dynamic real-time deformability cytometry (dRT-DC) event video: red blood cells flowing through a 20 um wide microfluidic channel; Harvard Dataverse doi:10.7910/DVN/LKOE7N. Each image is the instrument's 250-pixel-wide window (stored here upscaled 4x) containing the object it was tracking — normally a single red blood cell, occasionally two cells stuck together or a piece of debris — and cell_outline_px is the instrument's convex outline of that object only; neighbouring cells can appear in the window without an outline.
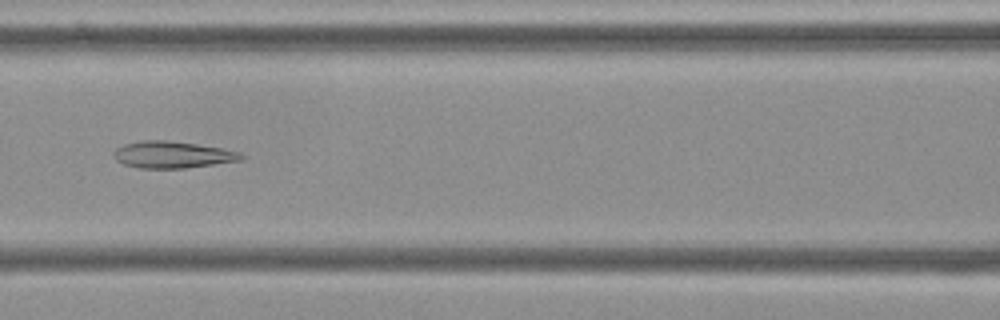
{"species": "Egyptian fruit bat (a non-hibernating species)", "species_latin": "Rousettus aegyptiacus", "temperature_condition": "cold", "stored_images_in_passage": 51, "camera_frame_rate_fps": 3000, "um_per_image_px": 0.085, "frame": {"image": 1, "passage_image": 23, "time_ms": 7.333, "image_size_px": [1000, 320], "cell_outline_px": [[244, 160], [184, 168], [140, 168], [124, 164], [116, 160], [112, 156], [112, 152], [116, 148], [124, 144], [140, 140], [164, 140], [196, 144], [220, 148], [240, 152], [244, 156]], "centroid_in_image_um": [14.63, 13.15], "position_along_channel_um": 152.0, "area_um2": 19.88}}
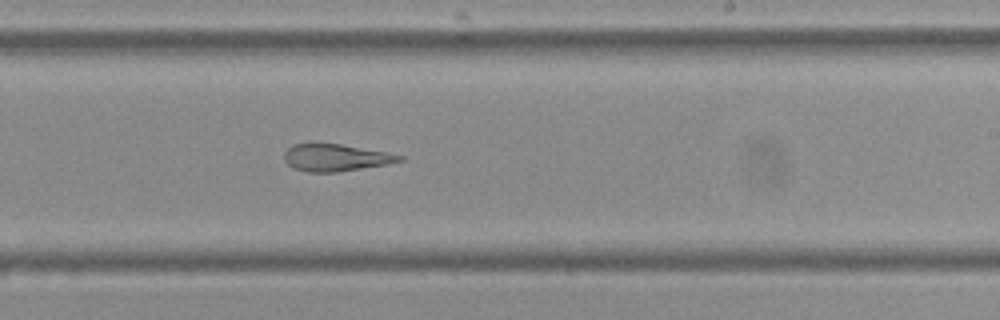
{"frame": {"image": 2, "passage_image": 32, "time_ms": 10.333, "image_size_px": [1000, 320], "cell_outline_px": [[404, 160], [388, 164], [336, 172], [308, 172], [292, 168], [284, 160], [284, 152], [292, 144], [312, 140], [340, 144], [388, 152], [404, 156]], "centroid_in_image_um": [28.47, 13.35], "position_along_channel_um": 260.5, "area_um2": 18.84}}
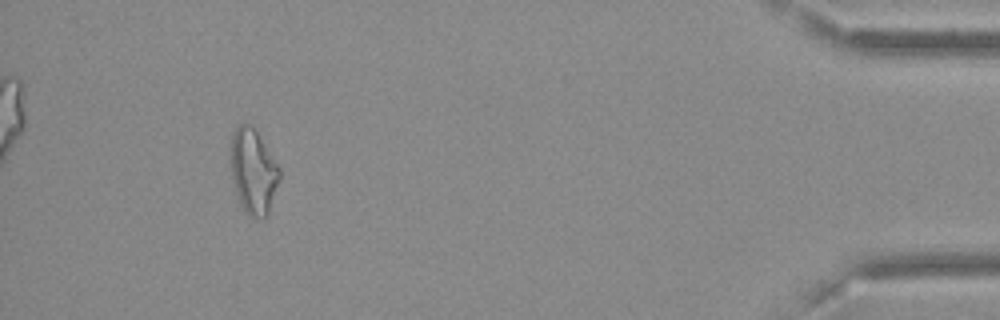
{"frame": {"image": 3, "passage_image": 50, "time_ms": 16.333, "image_size_px": [1000, 320], "cell_outline_px": [[280, 180], [268, 216], [264, 220], [256, 220], [248, 216], [244, 212], [240, 204], [236, 192], [232, 176], [232, 136], [236, 124], [244, 120], [252, 124], [280, 168]], "centroid_in_image_um": [21.55, 14.6], "position_along_channel_um": 413.6, "area_um2": 24.62}}